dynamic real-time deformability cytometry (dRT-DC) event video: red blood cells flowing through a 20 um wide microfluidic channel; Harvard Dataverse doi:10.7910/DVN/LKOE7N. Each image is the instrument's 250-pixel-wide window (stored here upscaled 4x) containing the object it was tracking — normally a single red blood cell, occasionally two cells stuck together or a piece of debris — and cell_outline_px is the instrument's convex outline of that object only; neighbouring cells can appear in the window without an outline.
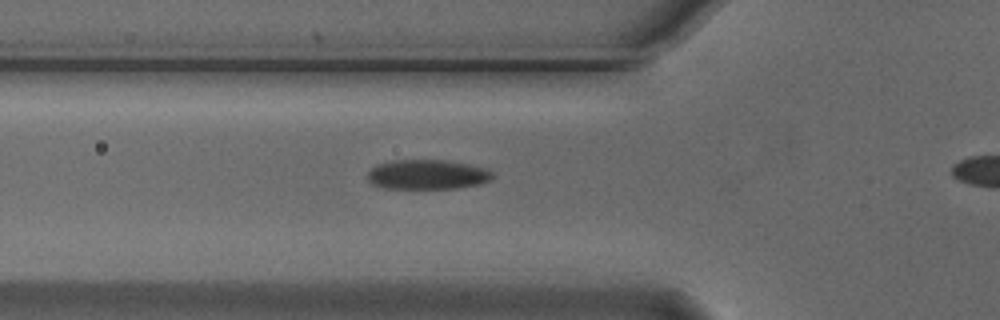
{"species": "Egyptian fruit bat (a non-hibernating species)", "species_latin": "Rousettus aegyptiacus", "temperature_condition": "cold", "stored_images_in_passage": 38, "camera_frame_rate_fps": 3000, "um_per_image_px": 0.085, "animal": {"sex": "male"}, "frame": {"image": 1, "passage_image": 12, "time_ms": 3.667, "image_size_px": [1000, 320], "cell_outline_px": [[496, 176], [480, 184], [456, 188], [384, 188], [372, 184], [368, 180], [368, 172], [376, 164], [392, 160], [444, 160], [468, 164], [488, 168]], "centroid_in_image_um": [36.33, 14.83], "position_along_channel_um": 89.5, "area_um2": 21.68}}
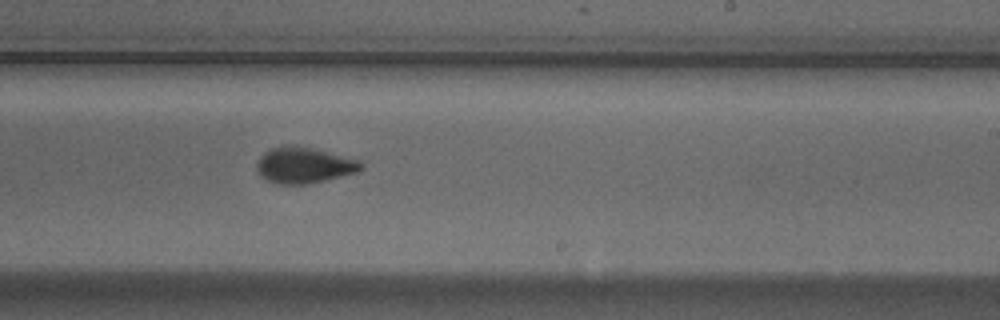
{"frame": {"image": 2, "passage_image": 26, "time_ms": 8.333, "image_size_px": [1000, 320], "cell_outline_px": [[364, 168], [360, 172], [308, 184], [280, 184], [268, 180], [260, 176], [256, 172], [256, 164], [260, 156], [264, 152], [272, 148], [284, 144], [288, 144], [312, 148], [360, 160], [364, 164]], "centroid_in_image_um": [25.85, 14.04], "position_along_channel_um": 263.1, "area_um2": 22.14}}
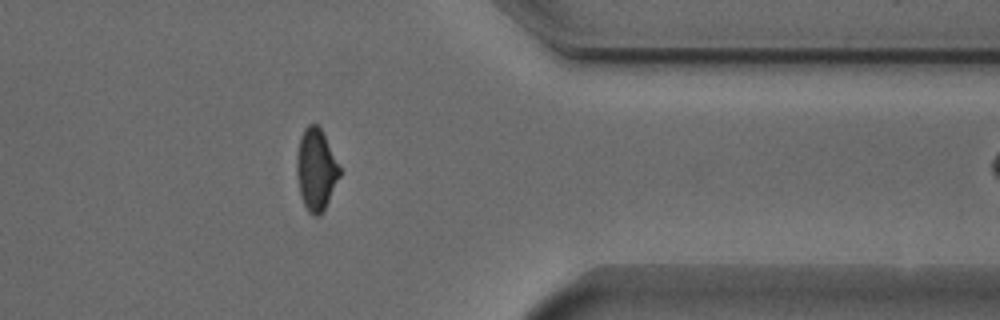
{"frame": {"image": 3, "passage_image": 37, "time_ms": 12.0, "image_size_px": [1000, 320], "cell_outline_px": [[340, 176], [320, 216], [312, 216], [308, 212], [300, 196], [296, 172], [296, 156], [300, 136], [304, 128], [308, 124], [316, 124], [320, 128], [340, 168]], "centroid_in_image_um": [26.83, 14.42], "position_along_channel_um": 384.6, "area_um2": 20.23}}